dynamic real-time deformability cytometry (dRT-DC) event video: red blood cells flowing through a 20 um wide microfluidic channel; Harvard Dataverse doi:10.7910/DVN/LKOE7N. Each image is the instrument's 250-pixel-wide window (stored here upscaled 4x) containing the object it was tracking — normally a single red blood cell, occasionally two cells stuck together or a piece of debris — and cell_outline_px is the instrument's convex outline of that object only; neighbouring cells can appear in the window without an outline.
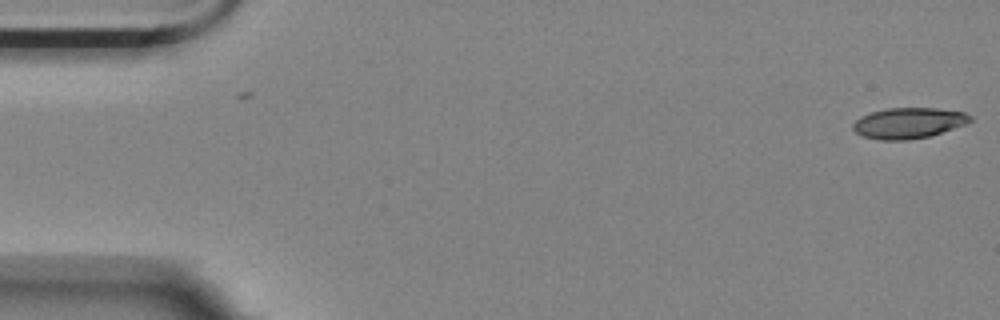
{"species": "Egyptian fruit bat (a non-hibernating species)", "species_latin": "Rousettus aegyptiacus", "temperature_condition": "room temperature", "stored_images_in_passage": 5, "camera_frame_rate_fps": 3000, "um_per_image_px": 0.085, "animal": {"sex": "female"}, "frame": {"image": 1, "passage_image": 5, "time_ms": 1.333, "image_size_px": [1000, 320], "cell_outline_px": [[972, 120], [964, 124], [928, 136], [908, 140], [880, 140], [860, 136], [852, 128], [852, 124], [860, 116], [884, 108], [936, 108], [964, 112], [972, 116]], "centroid_in_image_um": [77.17, 10.45], "position_along_channel_um": 7.8, "area_um2": 20.92}}